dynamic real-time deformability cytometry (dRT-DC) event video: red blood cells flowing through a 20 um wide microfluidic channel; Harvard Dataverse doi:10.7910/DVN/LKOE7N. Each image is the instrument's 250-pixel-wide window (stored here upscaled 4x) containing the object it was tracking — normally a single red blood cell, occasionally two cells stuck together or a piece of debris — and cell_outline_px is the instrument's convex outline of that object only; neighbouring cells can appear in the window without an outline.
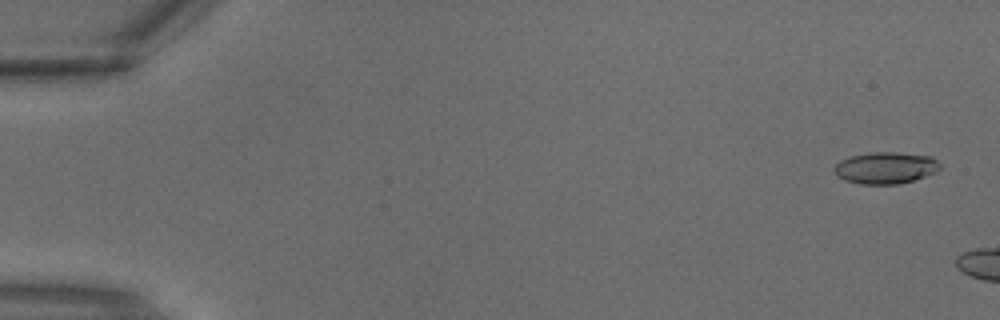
{"species": "common noctule bat (a hibernating species)", "species_latin": "Nyctalus noctula", "temperature_condition": "warm", "stored_images_in_passage": 5, "camera_frame_rate_fps": 3000, "um_per_image_px": 0.085, "animal": {"sex": "male", "body_mass_g": 18.8}, "frame": {"image": 1, "passage_image": 1, "time_ms": 0.0, "image_size_px": [1000, 320], "cell_outline_px": [[940, 168], [936, 172], [912, 180], [896, 184], [860, 184], [844, 180], [836, 172], [836, 164], [840, 160], [852, 156], [872, 152], [896, 152], [932, 156], [940, 164]], "centroid_in_image_um": [75.3, 14.26], "position_along_channel_um": 9.7, "area_um2": 19.25}}
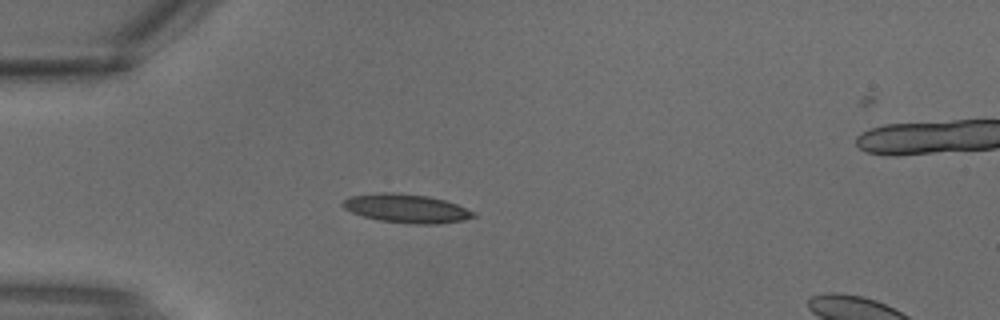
{"frame": {"image": 2, "passage_image": 4, "time_ms": 1.0, "image_size_px": [1000, 320], "cell_outline_px": [[476, 216], [464, 220], [436, 224], [416, 224], [380, 220], [364, 216], [352, 212], [344, 208], [340, 204], [344, 200], [352, 196], [388, 192], [392, 192], [428, 196], [444, 200], [456, 204], [476, 212]], "centroid_in_image_um": [34.58, 17.72], "position_along_channel_um": 50.4, "area_um2": 21.56}}